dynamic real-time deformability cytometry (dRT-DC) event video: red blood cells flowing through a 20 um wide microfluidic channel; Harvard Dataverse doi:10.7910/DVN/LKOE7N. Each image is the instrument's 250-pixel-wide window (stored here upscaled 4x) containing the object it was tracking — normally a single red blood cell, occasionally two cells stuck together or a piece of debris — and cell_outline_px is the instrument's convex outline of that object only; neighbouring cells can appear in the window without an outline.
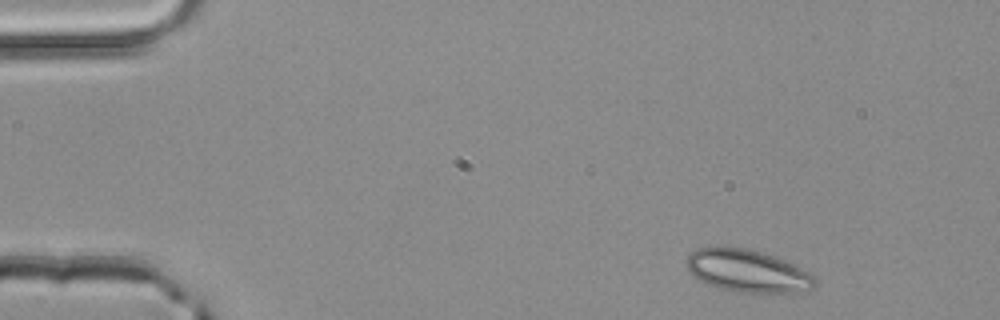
{"species": "common noctule bat (a hibernating species)", "species_latin": "Nyctalus noctula", "temperature_condition": "room temperature", "stored_images_in_passage": 3, "camera_frame_rate_fps": 3000, "um_per_image_px": 0.085, "animal": {"sex": "male", "body_mass_g": 20.4}, "frame": {"image": 1, "passage_image": 1, "time_ms": 0.0, "image_size_px": [1000, 320], "cell_outline_px": [[816, 284], [812, 288], [788, 296], [772, 296], [736, 292], [704, 284], [692, 276], [684, 264], [688, 256], [696, 248], [748, 248], [784, 260], [816, 276]], "centroid_in_image_um": [63.58, 23.11], "position_along_channel_um": 21.4, "area_um2": 32.77}}